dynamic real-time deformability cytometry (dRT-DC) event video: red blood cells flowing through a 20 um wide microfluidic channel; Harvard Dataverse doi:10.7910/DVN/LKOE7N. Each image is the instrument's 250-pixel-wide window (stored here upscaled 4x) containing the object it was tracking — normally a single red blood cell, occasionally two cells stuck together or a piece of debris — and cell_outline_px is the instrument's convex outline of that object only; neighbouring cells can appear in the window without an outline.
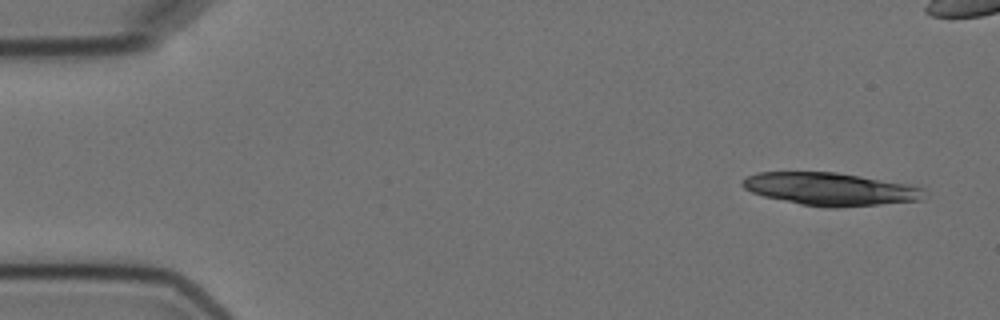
{"species": "Egyptian fruit bat (a non-hibernating species)", "species_latin": "Rousettus aegyptiacus", "temperature_condition": "cold", "stored_images_in_passage": 3, "camera_frame_rate_fps": 3000, "um_per_image_px": 0.085, "animal": {"sex": "female"}, "frame": {"image": 1, "passage_image": 1, "time_ms": 0.0, "image_size_px": [1000, 320], "cell_outline_px": [[928, 192], [920, 200], [840, 208], [824, 208], [800, 204], [764, 196], [752, 192], [744, 188], [740, 184], [748, 176], [756, 172], [836, 172], [908, 184], [924, 188]], "centroid_in_image_um": [70.59, 16.08], "position_along_channel_um": 14.4, "area_um2": 34.74}}